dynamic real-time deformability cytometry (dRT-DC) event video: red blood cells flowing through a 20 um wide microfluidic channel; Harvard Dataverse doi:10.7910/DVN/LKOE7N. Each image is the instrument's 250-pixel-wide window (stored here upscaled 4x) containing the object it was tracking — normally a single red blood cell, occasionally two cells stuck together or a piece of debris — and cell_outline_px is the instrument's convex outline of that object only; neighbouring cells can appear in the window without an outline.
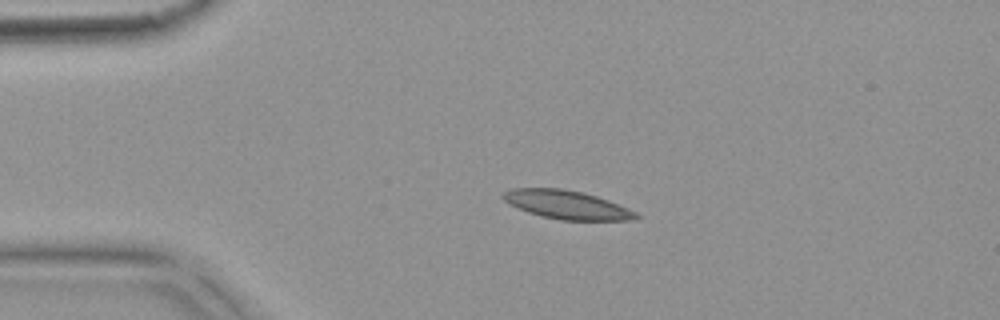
{"species": "common noctule bat (a hibernating species)", "species_latin": "Nyctalus noctula", "temperature_condition": "warm", "stored_images_in_passage": 4, "camera_frame_rate_fps": 3000, "um_per_image_px": 0.085, "animal": {"sex": "female", "body_mass_g": 18.4}, "frame": {"image": 1, "passage_image": 3, "time_ms": 0.667, "image_size_px": [1000, 320], "cell_outline_px": [[640, 216], [636, 220], [560, 220], [528, 212], [508, 204], [500, 196], [504, 192], [512, 188], [560, 188], [584, 192], [608, 200], [628, 208], [636, 212]], "centroid_in_image_um": [48.18, 17.4], "position_along_channel_um": 36.8, "area_um2": 22.14}}